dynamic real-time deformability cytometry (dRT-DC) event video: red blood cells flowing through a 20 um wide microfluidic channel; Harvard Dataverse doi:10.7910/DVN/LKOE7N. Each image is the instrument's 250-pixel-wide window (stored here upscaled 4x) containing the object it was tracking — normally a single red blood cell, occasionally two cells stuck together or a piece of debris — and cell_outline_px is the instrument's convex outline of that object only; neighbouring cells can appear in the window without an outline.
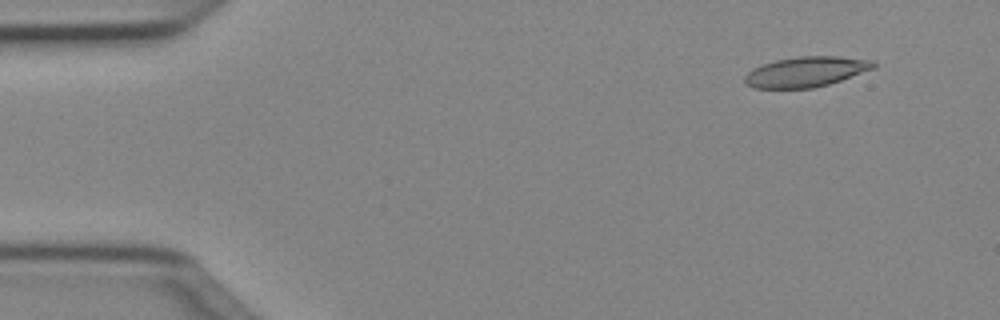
{"species": "Egyptian fruit bat (a non-hibernating species)", "species_latin": "Rousettus aegyptiacus", "temperature_condition": "cold", "stored_images_in_passage": 11, "camera_frame_rate_fps": 3000, "um_per_image_px": 0.085, "animal": {"sex": "female"}, "frame": {"image": 1, "passage_image": 5, "time_ms": 1.333, "image_size_px": [1000, 320], "cell_outline_px": [[876, 68], [828, 84], [812, 88], [752, 88], [744, 84], [744, 76], [752, 68], [776, 60], [800, 56], [840, 56], [876, 60]], "centroid_in_image_um": [68.52, 6.09], "position_along_channel_um": 16.5, "area_um2": 22.83}}